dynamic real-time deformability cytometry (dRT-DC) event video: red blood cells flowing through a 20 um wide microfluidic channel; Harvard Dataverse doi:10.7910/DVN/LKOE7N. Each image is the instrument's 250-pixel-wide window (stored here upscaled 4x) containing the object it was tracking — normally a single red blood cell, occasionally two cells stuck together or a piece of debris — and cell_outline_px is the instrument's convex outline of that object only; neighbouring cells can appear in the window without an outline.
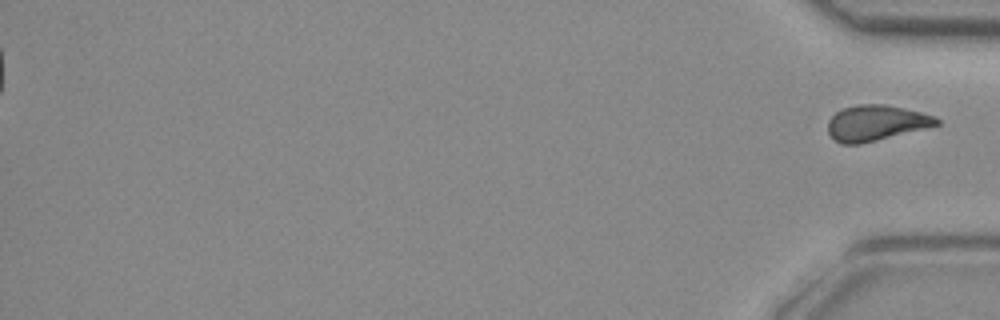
{"species": "common noctule bat (a hibernating species)", "species_latin": "Nyctalus noctula", "temperature_condition": "room temperature", "stored_images_in_passage": 42, "segment_of_instrument_passage": [2, 2], "camera_frame_rate_fps": 3000, "um_per_image_px": 0.085, "animal": {"sex": "female", "body_mass_g": 29.2, "forearm_length_mm": 56.3}, "frame": {"image": 1, "passage_image": 42, "time_ms": 13.667, "image_size_px": [1000, 320], "cell_outline_px": [[940, 124], [860, 144], [840, 144], [828, 132], [828, 120], [836, 112], [844, 108], [856, 104], [884, 104], [920, 112], [936, 116], [940, 120]], "centroid_in_image_um": [74.44, 10.44], "position_along_channel_um": 360.8, "area_um2": 22.25}}